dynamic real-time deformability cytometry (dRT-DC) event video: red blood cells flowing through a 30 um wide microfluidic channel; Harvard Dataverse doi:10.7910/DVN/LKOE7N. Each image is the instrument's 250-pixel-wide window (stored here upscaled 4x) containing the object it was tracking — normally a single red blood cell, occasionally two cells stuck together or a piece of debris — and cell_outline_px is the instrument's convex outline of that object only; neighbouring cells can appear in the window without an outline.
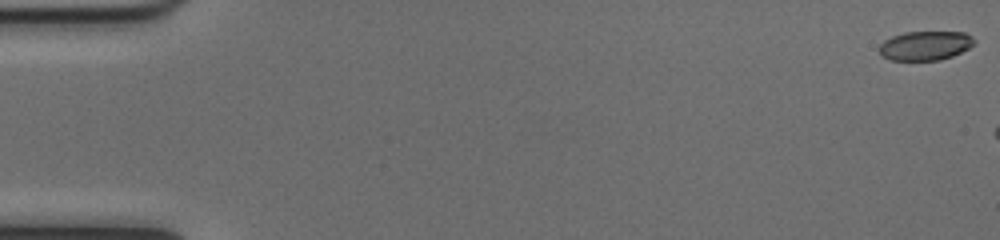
{"species": "common noctule bat (a hibernating species)", "species_latin": "Nyctalus noctula", "temperature_condition": "cold", "stored_images_in_passage": 7, "camera_frame_rate_fps": 3000, "um_per_image_px": 0.085, "animal": {"sex": "female", "body_mass_g": 17.0, "forearm_length_mm": 48.0}, "frame": {"image": 1, "passage_image": 1, "time_ms": 0.0, "image_size_px": [1000, 240], "cell_outline_px": [[976, 40], [968, 48], [952, 56], [940, 60], [888, 60], [880, 56], [880, 44], [884, 40], [892, 36], [904, 32], [964, 32], [972, 36]], "centroid_in_image_um": [78.62, 3.88], "position_along_channel_um": 6.4, "area_um2": 16.18}}